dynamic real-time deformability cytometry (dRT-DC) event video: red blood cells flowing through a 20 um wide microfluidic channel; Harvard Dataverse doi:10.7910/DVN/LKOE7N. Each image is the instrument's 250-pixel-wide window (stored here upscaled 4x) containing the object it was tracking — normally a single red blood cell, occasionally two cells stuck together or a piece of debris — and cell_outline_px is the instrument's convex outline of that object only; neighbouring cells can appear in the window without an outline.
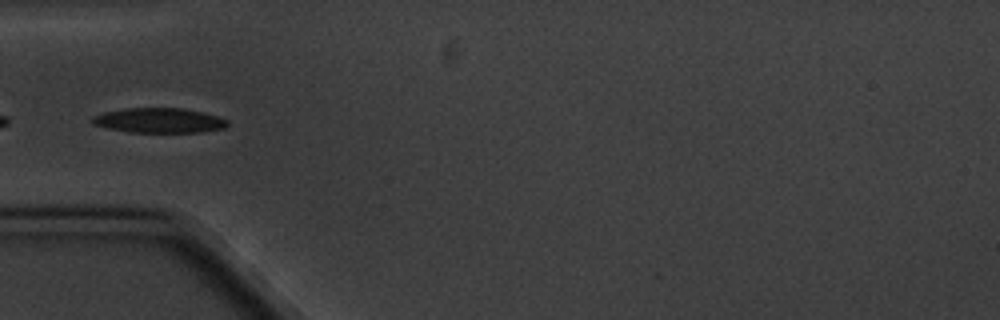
{"species": "common noctule bat (a hibernating species)", "species_latin": "Nyctalus noctula", "temperature_condition": "cold", "stored_images_in_passage": 6, "camera_frame_rate_fps": 3000, "um_per_image_px": 0.085, "animal": {"sex": "male", "body_mass_g": 20.1, "forearm_length_mm": 53.5}, "frame": {"image": 1, "passage_image": 4, "time_ms": 4.333, "image_size_px": [1000, 320], "cell_outline_px": [[228, 124], [224, 128], [200, 132], [128, 132], [108, 128], [92, 124], [92, 116], [104, 112], [124, 108], [180, 108], [204, 112], [228, 120]], "centroid_in_image_um": [13.51, 10.23], "position_along_channel_um": 71.5, "area_um2": 19.54}}